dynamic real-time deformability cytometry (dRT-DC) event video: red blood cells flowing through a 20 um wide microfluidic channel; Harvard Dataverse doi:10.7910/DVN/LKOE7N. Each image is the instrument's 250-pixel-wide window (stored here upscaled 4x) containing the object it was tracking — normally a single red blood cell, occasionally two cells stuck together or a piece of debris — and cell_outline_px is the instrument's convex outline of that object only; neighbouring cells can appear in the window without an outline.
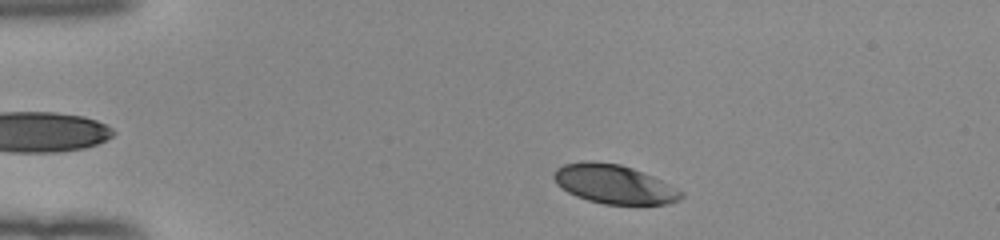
{"species": "human", "species_latin": "Homo sapiens", "temperature_condition": "room temperature", "stored_images_in_passage": 45, "camera_frame_rate_fps": 3000, "um_per_image_px": 0.085, "donor": {"sex": "female"}, "frame": {"image": 1, "passage_image": 4, "time_ms": 1.0, "image_size_px": [1000, 240], "cell_outline_px": [[684, 196], [680, 200], [668, 204], [604, 204], [588, 200], [576, 196], [568, 192], [556, 184], [552, 176], [552, 172], [556, 168], [564, 164], [584, 160], [588, 160], [620, 164], [632, 168], [652, 176], [684, 192]], "centroid_in_image_um": [52.16, 15.65], "position_along_channel_um": 32.8, "area_um2": 29.02}}
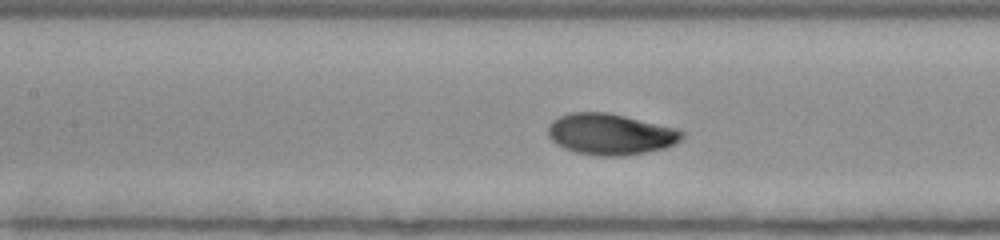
{"frame": {"image": 2, "passage_image": 18, "time_ms": 5.667, "image_size_px": [1000, 240], "cell_outline_px": [[684, 136], [680, 140], [664, 148], [644, 152], [620, 156], [600, 156], [576, 152], [564, 148], [556, 144], [548, 136], [548, 128], [552, 120], [560, 116], [572, 112], [608, 112], [680, 128], [684, 132]], "centroid_in_image_um": [51.9, 11.39], "position_along_channel_um": 155.5, "area_um2": 32.19}}
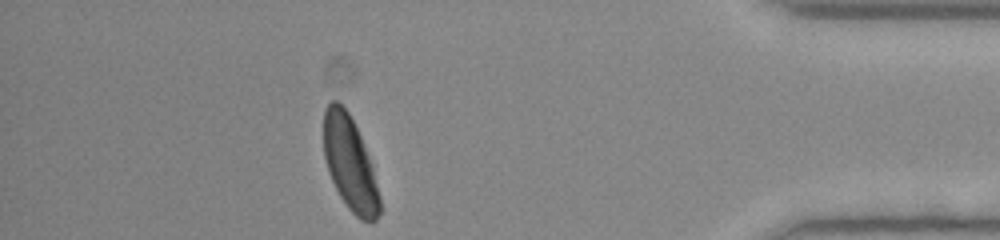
{"frame": {"image": 3, "passage_image": 40, "time_ms": 13.0, "image_size_px": [1000, 240], "cell_outline_px": [[380, 212], [376, 220], [372, 224], [360, 220], [348, 208], [340, 196], [328, 172], [324, 156], [324, 108], [332, 100], [336, 100], [348, 112], [364, 144], [372, 164], [380, 196]], "centroid_in_image_um": [29.75, 13.94], "position_along_channel_um": 405.4, "area_um2": 30.63}, "authors_computed_cell_mechanics": {"area_um2": 31.4432, "velocity_mm_per_s": 3.9615, "shape_relaxation_time_tau1_ms": 3.8795, "shape_relaxation_time_tau2_ms": null, "deformation_change_tau1": 0.1875, "deformation_change_tau2": null}}